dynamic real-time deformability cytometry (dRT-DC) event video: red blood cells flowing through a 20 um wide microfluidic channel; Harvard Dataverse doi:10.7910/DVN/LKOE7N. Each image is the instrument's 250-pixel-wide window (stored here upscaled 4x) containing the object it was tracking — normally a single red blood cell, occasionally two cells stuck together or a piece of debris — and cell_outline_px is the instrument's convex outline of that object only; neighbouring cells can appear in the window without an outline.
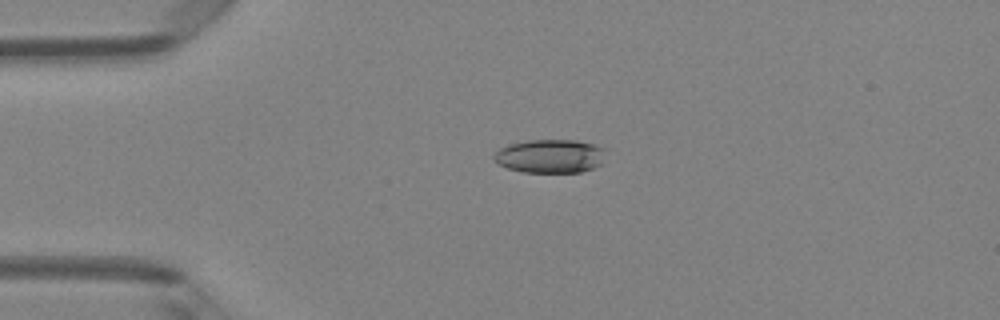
{"species": "Egyptian fruit bat (a non-hibernating species)", "species_latin": "Rousettus aegyptiacus", "temperature_condition": "room temperature", "stored_images_in_passage": 4, "camera_frame_rate_fps": 3000, "um_per_image_px": 0.085, "animal": {"sex": "female"}, "frame": {"image": 1, "passage_image": 4, "time_ms": 3.667, "image_size_px": [1000, 320], "cell_outline_px": [[608, 148], [604, 164], [580, 172], [524, 172], [508, 168], [492, 160], [492, 156], [500, 148], [508, 144], [528, 140], [576, 140]], "centroid_in_image_um": [46.82, 13.26], "position_along_channel_um": 38.2, "area_um2": 22.25}}